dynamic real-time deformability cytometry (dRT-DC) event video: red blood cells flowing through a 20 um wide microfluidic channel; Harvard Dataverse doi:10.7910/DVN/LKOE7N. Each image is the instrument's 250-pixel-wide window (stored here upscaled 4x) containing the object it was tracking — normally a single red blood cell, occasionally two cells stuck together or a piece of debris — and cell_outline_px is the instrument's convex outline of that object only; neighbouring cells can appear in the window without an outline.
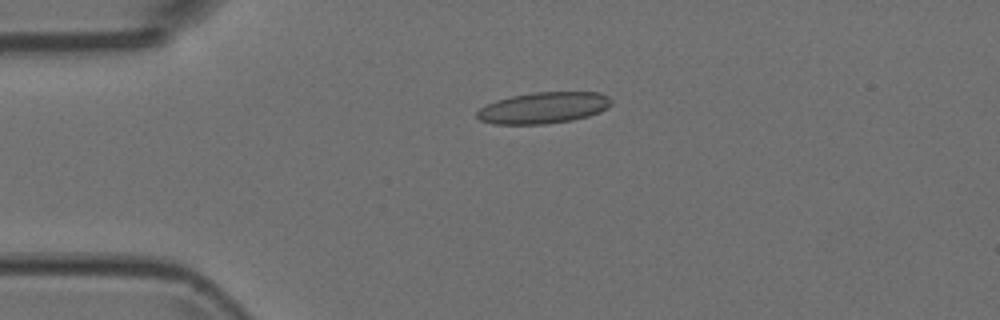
{"species": "Egyptian fruit bat (a non-hibernating species)", "species_latin": "Rousettus aegyptiacus", "temperature_condition": "room temperature", "stored_images_in_passage": 2, "camera_frame_rate_fps": 3000, "um_per_image_px": 0.085, "animal": {"sex": "female"}, "frame": {"image": 1, "passage_image": 1, "time_ms": 0.0, "image_size_px": [1000, 320], "cell_outline_px": [[612, 104], [608, 108], [600, 112], [588, 116], [572, 120], [544, 124], [492, 124], [480, 120], [476, 116], [476, 112], [480, 108], [496, 100], [512, 96], [532, 92], [600, 92], [608, 96], [612, 100]], "centroid_in_image_um": [46.21, 9.16], "position_along_channel_um": 38.8, "area_um2": 24.62}}